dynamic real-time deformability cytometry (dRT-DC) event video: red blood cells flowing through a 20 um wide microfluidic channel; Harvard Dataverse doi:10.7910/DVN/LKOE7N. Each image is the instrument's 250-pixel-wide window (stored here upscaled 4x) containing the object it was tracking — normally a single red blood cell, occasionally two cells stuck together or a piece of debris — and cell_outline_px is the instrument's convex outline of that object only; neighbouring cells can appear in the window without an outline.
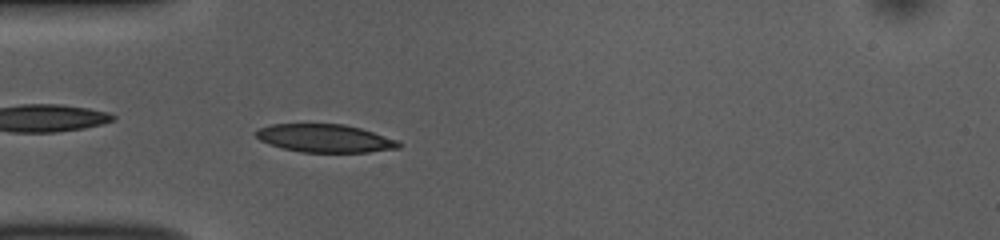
{"species": "common noctule bat (a hibernating species)", "species_latin": "Nyctalus noctula", "temperature_condition": "room temperature", "stored_images_in_passage": 51, "camera_frame_rate_fps": 3000, "um_per_image_px": 0.085, "animal": {"sex": "female", "body_mass_g": 10.0, "forearm_length_mm": 53.1}, "frame": {"image": 1, "passage_image": 14, "time_ms": 4.333, "image_size_px": [1000, 240], "cell_outline_px": [[400, 148], [368, 152], [300, 152], [268, 144], [260, 140], [256, 136], [256, 128], [272, 124], [344, 124], [360, 128], [400, 140]], "centroid_in_image_um": [27.63, 11.75], "position_along_channel_um": 57.4, "area_um2": 23.41}}
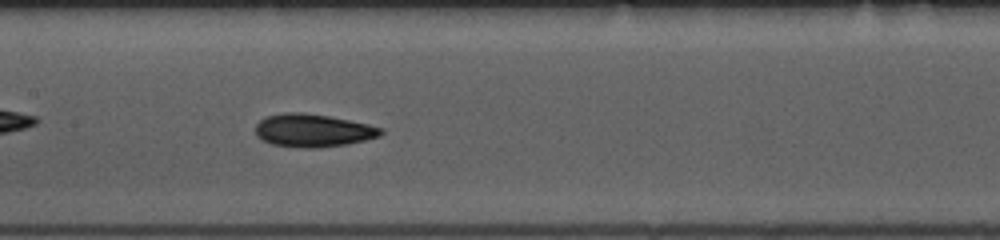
{"frame": {"image": 2, "passage_image": 24, "time_ms": 7.667, "image_size_px": [1000, 240], "cell_outline_px": [[384, 132], [380, 136], [348, 144], [316, 148], [304, 148], [272, 144], [256, 136], [256, 124], [264, 116], [284, 112], [304, 112], [328, 116], [368, 124], [384, 128]], "centroid_in_image_um": [26.6, 11.08], "position_along_channel_um": 180.8, "area_um2": 24.16}}
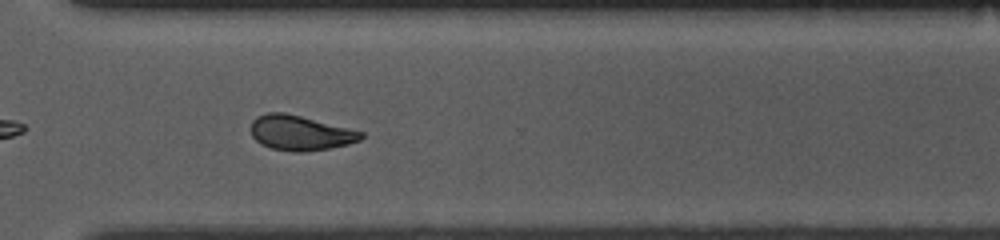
{"frame": {"image": 3, "passage_image": 37, "time_ms": 12.0, "image_size_px": [1000, 240], "cell_outline_px": [[364, 136], [360, 140], [348, 144], [328, 148], [300, 152], [292, 152], [272, 148], [260, 144], [252, 136], [252, 120], [256, 116], [268, 112], [284, 112], [364, 132]], "centroid_in_image_um": [25.5, 11.29], "position_along_channel_um": 345.1, "area_um2": 22.2}, "authors_computed_cell_mechanics": {"area_um2": 22.8888, "velocity_mm_per_s": 3.7997, "shape_relaxation_time_tau1_ms": 3.7521, "shape_relaxation_time_tau2_ms": 3.0945, "deformation_change_tau1": 0.1374, "deformation_change_tau2": 0.0891}}